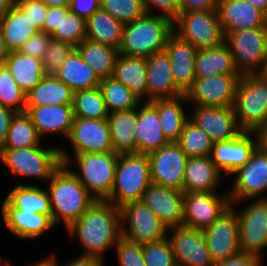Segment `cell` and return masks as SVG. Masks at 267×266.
<instances>
[{
	"label": "cell",
	"mask_w": 267,
	"mask_h": 266,
	"mask_svg": "<svg viewBox=\"0 0 267 266\" xmlns=\"http://www.w3.org/2000/svg\"><path fill=\"white\" fill-rule=\"evenodd\" d=\"M231 206L228 191L184 192L183 225L203 230Z\"/></svg>",
	"instance_id": "obj_14"
},
{
	"label": "cell",
	"mask_w": 267,
	"mask_h": 266,
	"mask_svg": "<svg viewBox=\"0 0 267 266\" xmlns=\"http://www.w3.org/2000/svg\"><path fill=\"white\" fill-rule=\"evenodd\" d=\"M263 75L267 76V60H266L265 70H264V72H263Z\"/></svg>",
	"instance_id": "obj_67"
},
{
	"label": "cell",
	"mask_w": 267,
	"mask_h": 266,
	"mask_svg": "<svg viewBox=\"0 0 267 266\" xmlns=\"http://www.w3.org/2000/svg\"><path fill=\"white\" fill-rule=\"evenodd\" d=\"M219 0H180L179 13L189 11H217Z\"/></svg>",
	"instance_id": "obj_54"
},
{
	"label": "cell",
	"mask_w": 267,
	"mask_h": 266,
	"mask_svg": "<svg viewBox=\"0 0 267 266\" xmlns=\"http://www.w3.org/2000/svg\"><path fill=\"white\" fill-rule=\"evenodd\" d=\"M150 103L157 109L166 139L169 142H176L185 123L189 120V111L187 113L189 103L185 94L173 98L156 99Z\"/></svg>",
	"instance_id": "obj_29"
},
{
	"label": "cell",
	"mask_w": 267,
	"mask_h": 266,
	"mask_svg": "<svg viewBox=\"0 0 267 266\" xmlns=\"http://www.w3.org/2000/svg\"><path fill=\"white\" fill-rule=\"evenodd\" d=\"M165 51L169 55L174 82L185 94L196 79L195 60L198 48L173 32L167 40Z\"/></svg>",
	"instance_id": "obj_24"
},
{
	"label": "cell",
	"mask_w": 267,
	"mask_h": 266,
	"mask_svg": "<svg viewBox=\"0 0 267 266\" xmlns=\"http://www.w3.org/2000/svg\"><path fill=\"white\" fill-rule=\"evenodd\" d=\"M118 156L114 152H108L84 153L60 156V158L62 164L96 200L105 201L113 189Z\"/></svg>",
	"instance_id": "obj_5"
},
{
	"label": "cell",
	"mask_w": 267,
	"mask_h": 266,
	"mask_svg": "<svg viewBox=\"0 0 267 266\" xmlns=\"http://www.w3.org/2000/svg\"><path fill=\"white\" fill-rule=\"evenodd\" d=\"M0 26L9 52L18 51L28 38L41 31L17 4L0 21Z\"/></svg>",
	"instance_id": "obj_35"
},
{
	"label": "cell",
	"mask_w": 267,
	"mask_h": 266,
	"mask_svg": "<svg viewBox=\"0 0 267 266\" xmlns=\"http://www.w3.org/2000/svg\"><path fill=\"white\" fill-rule=\"evenodd\" d=\"M43 142L26 112L12 118L7 138L0 149H18L38 146Z\"/></svg>",
	"instance_id": "obj_40"
},
{
	"label": "cell",
	"mask_w": 267,
	"mask_h": 266,
	"mask_svg": "<svg viewBox=\"0 0 267 266\" xmlns=\"http://www.w3.org/2000/svg\"><path fill=\"white\" fill-rule=\"evenodd\" d=\"M41 257L38 258V261H31V263L27 264L26 266H59L57 260L51 254H46L44 257Z\"/></svg>",
	"instance_id": "obj_59"
},
{
	"label": "cell",
	"mask_w": 267,
	"mask_h": 266,
	"mask_svg": "<svg viewBox=\"0 0 267 266\" xmlns=\"http://www.w3.org/2000/svg\"><path fill=\"white\" fill-rule=\"evenodd\" d=\"M52 39L51 34L40 31L28 38L18 51L43 60Z\"/></svg>",
	"instance_id": "obj_50"
},
{
	"label": "cell",
	"mask_w": 267,
	"mask_h": 266,
	"mask_svg": "<svg viewBox=\"0 0 267 266\" xmlns=\"http://www.w3.org/2000/svg\"><path fill=\"white\" fill-rule=\"evenodd\" d=\"M217 12L224 32L267 26L266 15L246 0H219Z\"/></svg>",
	"instance_id": "obj_25"
},
{
	"label": "cell",
	"mask_w": 267,
	"mask_h": 266,
	"mask_svg": "<svg viewBox=\"0 0 267 266\" xmlns=\"http://www.w3.org/2000/svg\"><path fill=\"white\" fill-rule=\"evenodd\" d=\"M217 74H239L235 69L232 53L226 42L216 47L198 49L196 55V78Z\"/></svg>",
	"instance_id": "obj_34"
},
{
	"label": "cell",
	"mask_w": 267,
	"mask_h": 266,
	"mask_svg": "<svg viewBox=\"0 0 267 266\" xmlns=\"http://www.w3.org/2000/svg\"><path fill=\"white\" fill-rule=\"evenodd\" d=\"M2 198L1 207L47 214L52 218L49 194L44 186L14 185Z\"/></svg>",
	"instance_id": "obj_31"
},
{
	"label": "cell",
	"mask_w": 267,
	"mask_h": 266,
	"mask_svg": "<svg viewBox=\"0 0 267 266\" xmlns=\"http://www.w3.org/2000/svg\"><path fill=\"white\" fill-rule=\"evenodd\" d=\"M147 13L163 14L174 19L179 13L180 0H142Z\"/></svg>",
	"instance_id": "obj_52"
},
{
	"label": "cell",
	"mask_w": 267,
	"mask_h": 266,
	"mask_svg": "<svg viewBox=\"0 0 267 266\" xmlns=\"http://www.w3.org/2000/svg\"><path fill=\"white\" fill-rule=\"evenodd\" d=\"M64 141H67L64 143L71 145L69 146L71 149L60 144V156L113 152L110 127L107 119L74 117L73 126Z\"/></svg>",
	"instance_id": "obj_11"
},
{
	"label": "cell",
	"mask_w": 267,
	"mask_h": 266,
	"mask_svg": "<svg viewBox=\"0 0 267 266\" xmlns=\"http://www.w3.org/2000/svg\"><path fill=\"white\" fill-rule=\"evenodd\" d=\"M167 228L183 225L184 192L151 183L141 199Z\"/></svg>",
	"instance_id": "obj_23"
},
{
	"label": "cell",
	"mask_w": 267,
	"mask_h": 266,
	"mask_svg": "<svg viewBox=\"0 0 267 266\" xmlns=\"http://www.w3.org/2000/svg\"><path fill=\"white\" fill-rule=\"evenodd\" d=\"M55 76L74 92L98 87L101 82V79L82 59L76 48L65 58Z\"/></svg>",
	"instance_id": "obj_32"
},
{
	"label": "cell",
	"mask_w": 267,
	"mask_h": 266,
	"mask_svg": "<svg viewBox=\"0 0 267 266\" xmlns=\"http://www.w3.org/2000/svg\"><path fill=\"white\" fill-rule=\"evenodd\" d=\"M112 77L127 86L142 102H147L146 58L119 54Z\"/></svg>",
	"instance_id": "obj_33"
},
{
	"label": "cell",
	"mask_w": 267,
	"mask_h": 266,
	"mask_svg": "<svg viewBox=\"0 0 267 266\" xmlns=\"http://www.w3.org/2000/svg\"><path fill=\"white\" fill-rule=\"evenodd\" d=\"M107 120L113 152L118 155L136 153L134 131L138 121V107L126 111L110 112Z\"/></svg>",
	"instance_id": "obj_30"
},
{
	"label": "cell",
	"mask_w": 267,
	"mask_h": 266,
	"mask_svg": "<svg viewBox=\"0 0 267 266\" xmlns=\"http://www.w3.org/2000/svg\"><path fill=\"white\" fill-rule=\"evenodd\" d=\"M50 254L57 260L59 266H105L106 261L101 260L97 257L87 256V255H76L72 259L66 260L64 263L60 262V256L55 251H51Z\"/></svg>",
	"instance_id": "obj_55"
},
{
	"label": "cell",
	"mask_w": 267,
	"mask_h": 266,
	"mask_svg": "<svg viewBox=\"0 0 267 266\" xmlns=\"http://www.w3.org/2000/svg\"><path fill=\"white\" fill-rule=\"evenodd\" d=\"M239 74H217L196 78L185 96L189 105L231 107L234 104Z\"/></svg>",
	"instance_id": "obj_15"
},
{
	"label": "cell",
	"mask_w": 267,
	"mask_h": 266,
	"mask_svg": "<svg viewBox=\"0 0 267 266\" xmlns=\"http://www.w3.org/2000/svg\"><path fill=\"white\" fill-rule=\"evenodd\" d=\"M224 180V181H223ZM225 176L216 168L210 156L188 157L183 192H218L224 187Z\"/></svg>",
	"instance_id": "obj_27"
},
{
	"label": "cell",
	"mask_w": 267,
	"mask_h": 266,
	"mask_svg": "<svg viewBox=\"0 0 267 266\" xmlns=\"http://www.w3.org/2000/svg\"><path fill=\"white\" fill-rule=\"evenodd\" d=\"M124 25L101 8L86 20V39L112 46L119 50Z\"/></svg>",
	"instance_id": "obj_38"
},
{
	"label": "cell",
	"mask_w": 267,
	"mask_h": 266,
	"mask_svg": "<svg viewBox=\"0 0 267 266\" xmlns=\"http://www.w3.org/2000/svg\"><path fill=\"white\" fill-rule=\"evenodd\" d=\"M202 232L214 263L227 260L241 253L239 222L232 206Z\"/></svg>",
	"instance_id": "obj_16"
},
{
	"label": "cell",
	"mask_w": 267,
	"mask_h": 266,
	"mask_svg": "<svg viewBox=\"0 0 267 266\" xmlns=\"http://www.w3.org/2000/svg\"><path fill=\"white\" fill-rule=\"evenodd\" d=\"M114 249L117 266H146L142 244L121 236Z\"/></svg>",
	"instance_id": "obj_48"
},
{
	"label": "cell",
	"mask_w": 267,
	"mask_h": 266,
	"mask_svg": "<svg viewBox=\"0 0 267 266\" xmlns=\"http://www.w3.org/2000/svg\"><path fill=\"white\" fill-rule=\"evenodd\" d=\"M25 112L44 141L49 140L48 136H62L66 140L73 126V104L25 107Z\"/></svg>",
	"instance_id": "obj_22"
},
{
	"label": "cell",
	"mask_w": 267,
	"mask_h": 266,
	"mask_svg": "<svg viewBox=\"0 0 267 266\" xmlns=\"http://www.w3.org/2000/svg\"><path fill=\"white\" fill-rule=\"evenodd\" d=\"M224 34L239 75L263 74L267 60V26Z\"/></svg>",
	"instance_id": "obj_9"
},
{
	"label": "cell",
	"mask_w": 267,
	"mask_h": 266,
	"mask_svg": "<svg viewBox=\"0 0 267 266\" xmlns=\"http://www.w3.org/2000/svg\"><path fill=\"white\" fill-rule=\"evenodd\" d=\"M99 87L109 113L135 109L142 102L127 86L113 77L101 79Z\"/></svg>",
	"instance_id": "obj_41"
},
{
	"label": "cell",
	"mask_w": 267,
	"mask_h": 266,
	"mask_svg": "<svg viewBox=\"0 0 267 266\" xmlns=\"http://www.w3.org/2000/svg\"><path fill=\"white\" fill-rule=\"evenodd\" d=\"M1 220L6 230L20 240L36 241L58 228L47 214L19 210L15 207H0Z\"/></svg>",
	"instance_id": "obj_21"
},
{
	"label": "cell",
	"mask_w": 267,
	"mask_h": 266,
	"mask_svg": "<svg viewBox=\"0 0 267 266\" xmlns=\"http://www.w3.org/2000/svg\"><path fill=\"white\" fill-rule=\"evenodd\" d=\"M150 184L149 154L119 155L113 189L105 201L118 208L129 202L140 201Z\"/></svg>",
	"instance_id": "obj_7"
},
{
	"label": "cell",
	"mask_w": 267,
	"mask_h": 266,
	"mask_svg": "<svg viewBox=\"0 0 267 266\" xmlns=\"http://www.w3.org/2000/svg\"><path fill=\"white\" fill-rule=\"evenodd\" d=\"M188 156L176 142L149 153L151 183L183 191Z\"/></svg>",
	"instance_id": "obj_17"
},
{
	"label": "cell",
	"mask_w": 267,
	"mask_h": 266,
	"mask_svg": "<svg viewBox=\"0 0 267 266\" xmlns=\"http://www.w3.org/2000/svg\"><path fill=\"white\" fill-rule=\"evenodd\" d=\"M43 1L48 7H64L69 6L70 0H41Z\"/></svg>",
	"instance_id": "obj_62"
},
{
	"label": "cell",
	"mask_w": 267,
	"mask_h": 266,
	"mask_svg": "<svg viewBox=\"0 0 267 266\" xmlns=\"http://www.w3.org/2000/svg\"><path fill=\"white\" fill-rule=\"evenodd\" d=\"M74 117L84 119H107V110L100 87L78 90L73 97Z\"/></svg>",
	"instance_id": "obj_42"
},
{
	"label": "cell",
	"mask_w": 267,
	"mask_h": 266,
	"mask_svg": "<svg viewBox=\"0 0 267 266\" xmlns=\"http://www.w3.org/2000/svg\"><path fill=\"white\" fill-rule=\"evenodd\" d=\"M173 32L171 17L146 13L140 19L124 25L119 53L130 57L148 58L165 50L167 40Z\"/></svg>",
	"instance_id": "obj_4"
},
{
	"label": "cell",
	"mask_w": 267,
	"mask_h": 266,
	"mask_svg": "<svg viewBox=\"0 0 267 266\" xmlns=\"http://www.w3.org/2000/svg\"><path fill=\"white\" fill-rule=\"evenodd\" d=\"M259 145L260 138L257 132H242L232 140L214 142L210 157L216 168L224 176L229 177L250 160Z\"/></svg>",
	"instance_id": "obj_20"
},
{
	"label": "cell",
	"mask_w": 267,
	"mask_h": 266,
	"mask_svg": "<svg viewBox=\"0 0 267 266\" xmlns=\"http://www.w3.org/2000/svg\"><path fill=\"white\" fill-rule=\"evenodd\" d=\"M45 142L28 148L0 149V164L8 169L12 180L17 179L16 185H46L52 174L62 165L59 144L49 146ZM27 180L32 181L31 184Z\"/></svg>",
	"instance_id": "obj_2"
},
{
	"label": "cell",
	"mask_w": 267,
	"mask_h": 266,
	"mask_svg": "<svg viewBox=\"0 0 267 266\" xmlns=\"http://www.w3.org/2000/svg\"><path fill=\"white\" fill-rule=\"evenodd\" d=\"M262 258L240 253L235 257L215 263V266H266Z\"/></svg>",
	"instance_id": "obj_56"
},
{
	"label": "cell",
	"mask_w": 267,
	"mask_h": 266,
	"mask_svg": "<svg viewBox=\"0 0 267 266\" xmlns=\"http://www.w3.org/2000/svg\"><path fill=\"white\" fill-rule=\"evenodd\" d=\"M6 68L5 61H0V75L2 74L3 70Z\"/></svg>",
	"instance_id": "obj_66"
},
{
	"label": "cell",
	"mask_w": 267,
	"mask_h": 266,
	"mask_svg": "<svg viewBox=\"0 0 267 266\" xmlns=\"http://www.w3.org/2000/svg\"><path fill=\"white\" fill-rule=\"evenodd\" d=\"M6 67L24 93H28L45 76L42 60L19 51L9 52Z\"/></svg>",
	"instance_id": "obj_37"
},
{
	"label": "cell",
	"mask_w": 267,
	"mask_h": 266,
	"mask_svg": "<svg viewBox=\"0 0 267 266\" xmlns=\"http://www.w3.org/2000/svg\"><path fill=\"white\" fill-rule=\"evenodd\" d=\"M16 4L29 15V18L44 31V18L46 17L48 6L41 0H16Z\"/></svg>",
	"instance_id": "obj_51"
},
{
	"label": "cell",
	"mask_w": 267,
	"mask_h": 266,
	"mask_svg": "<svg viewBox=\"0 0 267 266\" xmlns=\"http://www.w3.org/2000/svg\"><path fill=\"white\" fill-rule=\"evenodd\" d=\"M188 157L210 156L213 141L207 133L188 120L176 141Z\"/></svg>",
	"instance_id": "obj_44"
},
{
	"label": "cell",
	"mask_w": 267,
	"mask_h": 266,
	"mask_svg": "<svg viewBox=\"0 0 267 266\" xmlns=\"http://www.w3.org/2000/svg\"><path fill=\"white\" fill-rule=\"evenodd\" d=\"M100 8L123 24L134 22L147 13L142 0H101Z\"/></svg>",
	"instance_id": "obj_45"
},
{
	"label": "cell",
	"mask_w": 267,
	"mask_h": 266,
	"mask_svg": "<svg viewBox=\"0 0 267 266\" xmlns=\"http://www.w3.org/2000/svg\"><path fill=\"white\" fill-rule=\"evenodd\" d=\"M228 195L231 202L267 197V149L259 145L250 160L230 176ZM233 178V179H232Z\"/></svg>",
	"instance_id": "obj_12"
},
{
	"label": "cell",
	"mask_w": 267,
	"mask_h": 266,
	"mask_svg": "<svg viewBox=\"0 0 267 266\" xmlns=\"http://www.w3.org/2000/svg\"><path fill=\"white\" fill-rule=\"evenodd\" d=\"M76 49L100 79L112 77L120 54L118 49L89 39L82 41Z\"/></svg>",
	"instance_id": "obj_39"
},
{
	"label": "cell",
	"mask_w": 267,
	"mask_h": 266,
	"mask_svg": "<svg viewBox=\"0 0 267 266\" xmlns=\"http://www.w3.org/2000/svg\"><path fill=\"white\" fill-rule=\"evenodd\" d=\"M74 91L55 75H45L26 94V107L73 104Z\"/></svg>",
	"instance_id": "obj_36"
},
{
	"label": "cell",
	"mask_w": 267,
	"mask_h": 266,
	"mask_svg": "<svg viewBox=\"0 0 267 266\" xmlns=\"http://www.w3.org/2000/svg\"><path fill=\"white\" fill-rule=\"evenodd\" d=\"M121 211V235L139 244L156 242L167 237L168 229L143 201L124 204Z\"/></svg>",
	"instance_id": "obj_13"
},
{
	"label": "cell",
	"mask_w": 267,
	"mask_h": 266,
	"mask_svg": "<svg viewBox=\"0 0 267 266\" xmlns=\"http://www.w3.org/2000/svg\"><path fill=\"white\" fill-rule=\"evenodd\" d=\"M143 255L146 266H177L168 237L156 242L143 244Z\"/></svg>",
	"instance_id": "obj_47"
},
{
	"label": "cell",
	"mask_w": 267,
	"mask_h": 266,
	"mask_svg": "<svg viewBox=\"0 0 267 266\" xmlns=\"http://www.w3.org/2000/svg\"><path fill=\"white\" fill-rule=\"evenodd\" d=\"M231 206L238 217L241 253L258 256L265 260L267 256L264 254L267 250V199H246L231 202Z\"/></svg>",
	"instance_id": "obj_8"
},
{
	"label": "cell",
	"mask_w": 267,
	"mask_h": 266,
	"mask_svg": "<svg viewBox=\"0 0 267 266\" xmlns=\"http://www.w3.org/2000/svg\"><path fill=\"white\" fill-rule=\"evenodd\" d=\"M16 5V0H0V21L11 11Z\"/></svg>",
	"instance_id": "obj_60"
},
{
	"label": "cell",
	"mask_w": 267,
	"mask_h": 266,
	"mask_svg": "<svg viewBox=\"0 0 267 266\" xmlns=\"http://www.w3.org/2000/svg\"><path fill=\"white\" fill-rule=\"evenodd\" d=\"M0 104L17 113L25 112L26 93L20 89L7 67L0 75Z\"/></svg>",
	"instance_id": "obj_46"
},
{
	"label": "cell",
	"mask_w": 267,
	"mask_h": 266,
	"mask_svg": "<svg viewBox=\"0 0 267 266\" xmlns=\"http://www.w3.org/2000/svg\"><path fill=\"white\" fill-rule=\"evenodd\" d=\"M267 16V0H246Z\"/></svg>",
	"instance_id": "obj_63"
},
{
	"label": "cell",
	"mask_w": 267,
	"mask_h": 266,
	"mask_svg": "<svg viewBox=\"0 0 267 266\" xmlns=\"http://www.w3.org/2000/svg\"><path fill=\"white\" fill-rule=\"evenodd\" d=\"M49 194L52 220L67 229L96 201L71 171L62 164L44 185Z\"/></svg>",
	"instance_id": "obj_3"
},
{
	"label": "cell",
	"mask_w": 267,
	"mask_h": 266,
	"mask_svg": "<svg viewBox=\"0 0 267 266\" xmlns=\"http://www.w3.org/2000/svg\"><path fill=\"white\" fill-rule=\"evenodd\" d=\"M233 109L243 132L258 133L267 124V76H241Z\"/></svg>",
	"instance_id": "obj_6"
},
{
	"label": "cell",
	"mask_w": 267,
	"mask_h": 266,
	"mask_svg": "<svg viewBox=\"0 0 267 266\" xmlns=\"http://www.w3.org/2000/svg\"><path fill=\"white\" fill-rule=\"evenodd\" d=\"M101 0H70L69 10L87 20L94 12L100 9Z\"/></svg>",
	"instance_id": "obj_53"
},
{
	"label": "cell",
	"mask_w": 267,
	"mask_h": 266,
	"mask_svg": "<svg viewBox=\"0 0 267 266\" xmlns=\"http://www.w3.org/2000/svg\"><path fill=\"white\" fill-rule=\"evenodd\" d=\"M66 237L70 242H79L82 251L87 255L106 260V254L114 250L121 235L120 208L108 201L96 200L92 206L67 229ZM76 239V240H75Z\"/></svg>",
	"instance_id": "obj_1"
},
{
	"label": "cell",
	"mask_w": 267,
	"mask_h": 266,
	"mask_svg": "<svg viewBox=\"0 0 267 266\" xmlns=\"http://www.w3.org/2000/svg\"><path fill=\"white\" fill-rule=\"evenodd\" d=\"M12 261L0 255V266H13Z\"/></svg>",
	"instance_id": "obj_65"
},
{
	"label": "cell",
	"mask_w": 267,
	"mask_h": 266,
	"mask_svg": "<svg viewBox=\"0 0 267 266\" xmlns=\"http://www.w3.org/2000/svg\"><path fill=\"white\" fill-rule=\"evenodd\" d=\"M17 112L0 104V148L4 145L12 118Z\"/></svg>",
	"instance_id": "obj_57"
},
{
	"label": "cell",
	"mask_w": 267,
	"mask_h": 266,
	"mask_svg": "<svg viewBox=\"0 0 267 266\" xmlns=\"http://www.w3.org/2000/svg\"><path fill=\"white\" fill-rule=\"evenodd\" d=\"M60 7H48L46 17L44 18V32L52 34L59 26Z\"/></svg>",
	"instance_id": "obj_58"
},
{
	"label": "cell",
	"mask_w": 267,
	"mask_h": 266,
	"mask_svg": "<svg viewBox=\"0 0 267 266\" xmlns=\"http://www.w3.org/2000/svg\"><path fill=\"white\" fill-rule=\"evenodd\" d=\"M58 41L70 43L75 48L86 39V20L69 10V6L60 7L59 26L51 34Z\"/></svg>",
	"instance_id": "obj_43"
},
{
	"label": "cell",
	"mask_w": 267,
	"mask_h": 266,
	"mask_svg": "<svg viewBox=\"0 0 267 266\" xmlns=\"http://www.w3.org/2000/svg\"><path fill=\"white\" fill-rule=\"evenodd\" d=\"M136 153L149 154L169 143L163 134L157 109L150 102L138 105V121L134 131Z\"/></svg>",
	"instance_id": "obj_28"
},
{
	"label": "cell",
	"mask_w": 267,
	"mask_h": 266,
	"mask_svg": "<svg viewBox=\"0 0 267 266\" xmlns=\"http://www.w3.org/2000/svg\"><path fill=\"white\" fill-rule=\"evenodd\" d=\"M74 48L70 43L52 39L42 60L45 75H55Z\"/></svg>",
	"instance_id": "obj_49"
},
{
	"label": "cell",
	"mask_w": 267,
	"mask_h": 266,
	"mask_svg": "<svg viewBox=\"0 0 267 266\" xmlns=\"http://www.w3.org/2000/svg\"><path fill=\"white\" fill-rule=\"evenodd\" d=\"M9 55V51L6 47L5 40L3 38L2 29L0 26V61H5Z\"/></svg>",
	"instance_id": "obj_61"
},
{
	"label": "cell",
	"mask_w": 267,
	"mask_h": 266,
	"mask_svg": "<svg viewBox=\"0 0 267 266\" xmlns=\"http://www.w3.org/2000/svg\"><path fill=\"white\" fill-rule=\"evenodd\" d=\"M146 63L147 102L184 95L174 82L171 62L165 50L146 58Z\"/></svg>",
	"instance_id": "obj_26"
},
{
	"label": "cell",
	"mask_w": 267,
	"mask_h": 266,
	"mask_svg": "<svg viewBox=\"0 0 267 266\" xmlns=\"http://www.w3.org/2000/svg\"><path fill=\"white\" fill-rule=\"evenodd\" d=\"M260 145L267 149V124L258 132Z\"/></svg>",
	"instance_id": "obj_64"
},
{
	"label": "cell",
	"mask_w": 267,
	"mask_h": 266,
	"mask_svg": "<svg viewBox=\"0 0 267 266\" xmlns=\"http://www.w3.org/2000/svg\"><path fill=\"white\" fill-rule=\"evenodd\" d=\"M173 30L180 38L198 49L216 47L225 42L217 11L178 13L173 19Z\"/></svg>",
	"instance_id": "obj_10"
},
{
	"label": "cell",
	"mask_w": 267,
	"mask_h": 266,
	"mask_svg": "<svg viewBox=\"0 0 267 266\" xmlns=\"http://www.w3.org/2000/svg\"><path fill=\"white\" fill-rule=\"evenodd\" d=\"M189 120L205 131L213 142L237 138L241 130L231 107L189 105Z\"/></svg>",
	"instance_id": "obj_18"
},
{
	"label": "cell",
	"mask_w": 267,
	"mask_h": 266,
	"mask_svg": "<svg viewBox=\"0 0 267 266\" xmlns=\"http://www.w3.org/2000/svg\"><path fill=\"white\" fill-rule=\"evenodd\" d=\"M177 266H215L202 230L184 225L168 229Z\"/></svg>",
	"instance_id": "obj_19"
}]
</instances>
